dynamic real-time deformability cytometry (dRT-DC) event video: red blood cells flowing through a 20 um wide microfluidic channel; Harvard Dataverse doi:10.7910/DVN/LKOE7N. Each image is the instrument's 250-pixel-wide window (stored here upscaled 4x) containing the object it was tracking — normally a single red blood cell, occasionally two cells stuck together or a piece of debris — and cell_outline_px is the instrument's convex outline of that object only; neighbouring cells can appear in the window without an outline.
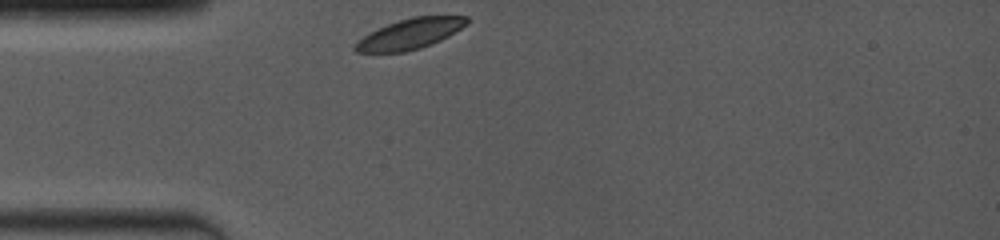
{"species": "common noctule bat (a hibernating species)", "species_latin": "Nyctalus noctula", "temperature_condition": "room temperature", "stored_images_in_passage": 21, "camera_frame_rate_fps": 4000, "um_per_image_px": 0.085, "animal": {"sex": "female", "body_mass_g": 19.0, "forearm_length_mm": 53.3}, "frame": {"image": 1, "passage_image": 1, "time_ms": 0.0, "image_size_px": [1000, 240], "cell_outline_px": [[468, 24], [448, 36], [432, 44], [420, 48], [404, 52], [356, 52], [352, 48], [368, 32], [388, 24], [412, 16], [468, 16]], "centroid_in_image_um": [34.87, 2.87], "position_along_channel_um": 50.1, "area_um2": 19.59}}
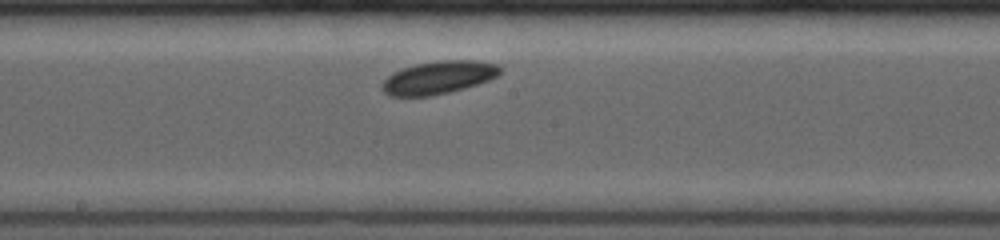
{"frame": {"image": 2, "passage_image": 10, "time_ms": 4.5, "image_size_px": [1000, 240], "cell_outline_px": [[504, 68], [496, 76], [488, 80], [464, 88], [432, 96], [388, 96], [380, 88], [380, 84], [392, 72], [416, 64], [440, 60], [476, 60], [500, 64]], "centroid_in_image_um": [37.27, 6.58], "position_along_channel_um": 210.9, "area_um2": 22.77}}
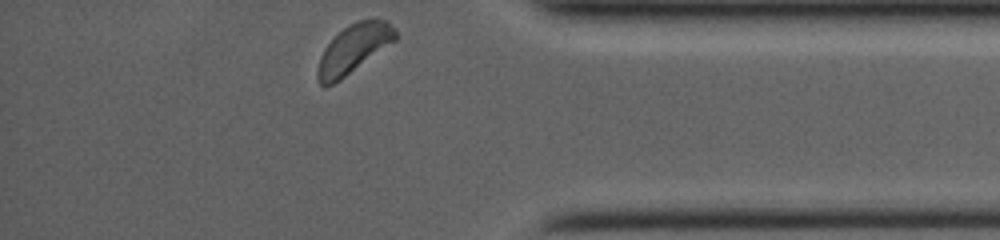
{"frame": {"image": 3, "passage_image": 21, "time_ms": 9.75, "image_size_px": [1000, 240], "cell_outline_px": [[400, 36], [396, 40], [340, 80], [324, 88], [320, 84], [316, 76], [316, 72], [320, 56], [324, 48], [348, 24], [356, 20], [372, 16], [376, 16], [388, 20]], "centroid_in_image_um": [30.1, 4.09], "position_along_channel_um": 405.1, "area_um2": 22.48}, "authors_computed_cell_mechanics": {"area_um2": 21.5016, "velocity_mm_per_s": 3.851, "shape_relaxation_time_tau1_ms": 1.1048, "shape_relaxation_time_tau2_ms": null, "deformation_change_tau1": 0.0442, "deformation_change_tau2": null}}